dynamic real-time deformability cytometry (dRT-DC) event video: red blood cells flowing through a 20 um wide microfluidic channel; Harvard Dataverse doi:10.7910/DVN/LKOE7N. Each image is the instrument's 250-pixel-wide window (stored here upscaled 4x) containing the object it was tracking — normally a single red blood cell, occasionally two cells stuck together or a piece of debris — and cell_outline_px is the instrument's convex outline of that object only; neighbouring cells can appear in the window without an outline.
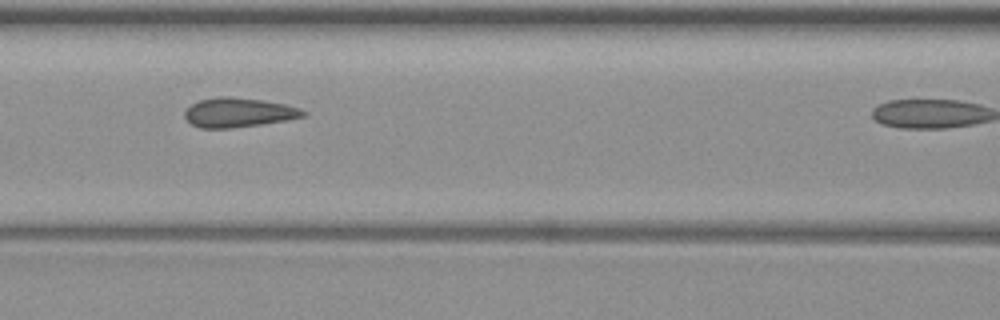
{"species": "common noctule bat (a hibernating species)", "species_latin": "Nyctalus noctula", "temperature_condition": "warm", "stored_images_in_passage": 6, "camera_frame_rate_fps": 3000, "um_per_image_px": 0.085, "animal": {"sex": "female", "body_mass_g": 19.3, "forearm_length_mm": 54.1}, "frame": {"image": 1, "passage_image": 5, "time_ms": 5.333, "image_size_px": [1000, 320], "cell_outline_px": [[308, 116], [260, 124], [228, 128], [200, 128], [192, 124], [184, 116], [184, 112], [192, 104], [200, 100], [220, 96], [232, 96], [264, 100], [284, 104], [300, 108], [308, 112]], "centroid_in_image_um": [20.3, 9.55], "position_along_channel_um": 146.3, "area_um2": 20.23}}